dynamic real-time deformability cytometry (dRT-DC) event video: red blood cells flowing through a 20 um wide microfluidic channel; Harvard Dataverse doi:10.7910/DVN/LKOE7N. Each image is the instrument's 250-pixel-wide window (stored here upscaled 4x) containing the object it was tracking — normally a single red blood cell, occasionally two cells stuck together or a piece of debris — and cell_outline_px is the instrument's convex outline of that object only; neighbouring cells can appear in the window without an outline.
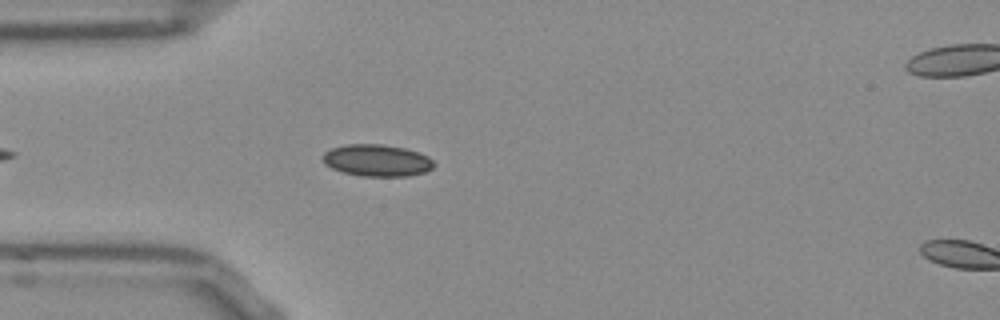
{"species": "Egyptian fruit bat (a non-hibernating species)", "species_latin": "Rousettus aegyptiacus", "temperature_condition": "room temperature", "stored_images_in_passage": 19, "camera_frame_rate_fps": 3000, "um_per_image_px": 0.085, "frame": {"image": 1, "passage_image": 6, "time_ms": 1.667, "image_size_px": [1000, 320], "cell_outline_px": [[436, 164], [432, 168], [424, 172], [408, 176], [360, 176], [344, 172], [332, 168], [324, 164], [320, 156], [324, 152], [332, 148], [348, 144], [380, 144], [404, 148], [420, 152], [428, 156]], "centroid_in_image_um": [32.03, 13.63], "position_along_channel_um": 53.0, "area_um2": 20.75}}
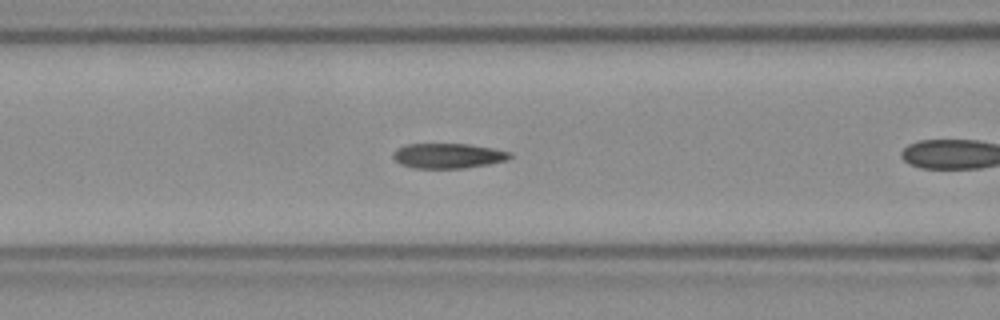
{"frame": {"image": 2, "passage_image": 9, "time_ms": 2.667, "image_size_px": [1000, 320], "cell_outline_px": [[512, 156], [508, 160], [488, 164], [464, 168], [416, 168], [404, 164], [396, 160], [392, 156], [392, 152], [396, 148], [408, 144], [468, 144], [492, 148], [512, 152]], "centroid_in_image_um": [38.11, 13.23], "position_along_channel_um": 128.5, "area_um2": 16.94}}